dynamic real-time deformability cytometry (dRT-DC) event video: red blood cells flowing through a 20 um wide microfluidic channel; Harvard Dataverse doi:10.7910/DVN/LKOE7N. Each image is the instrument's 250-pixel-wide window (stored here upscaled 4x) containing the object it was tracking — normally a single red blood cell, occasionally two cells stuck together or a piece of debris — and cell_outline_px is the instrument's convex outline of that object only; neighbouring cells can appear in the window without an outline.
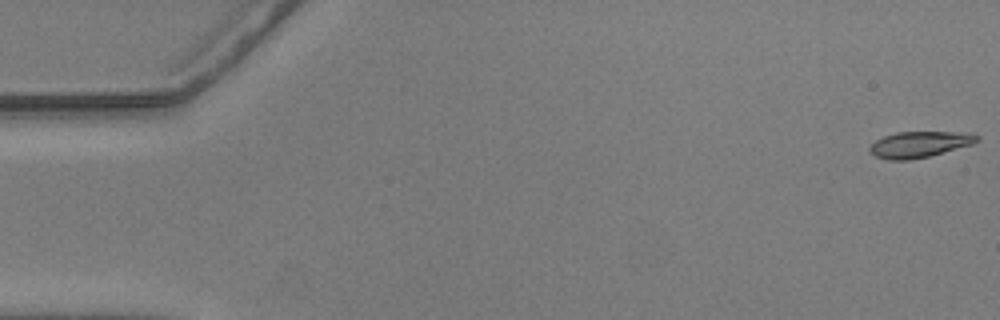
{"species": "common noctule bat (a hibernating species)", "species_latin": "Nyctalus noctula", "temperature_condition": "warm", "stored_images_in_passage": 57, "camera_frame_rate_fps": 3000, "um_per_image_px": 0.085, "animal": {"sex": "male", "body_mass_g": 20.5, "forearm_length_mm": 52.5}, "frame": {"image": 1, "passage_image": 1, "time_ms": 0.0, "image_size_px": [1000, 320], "cell_outline_px": [[980, 140], [972, 144], [928, 156], [908, 160], [888, 160], [876, 156], [868, 148], [876, 140], [884, 136], [896, 132], [968, 132], [980, 136]], "centroid_in_image_um": [78.18, 12.26], "position_along_channel_um": 6.8, "area_um2": 16.13}}
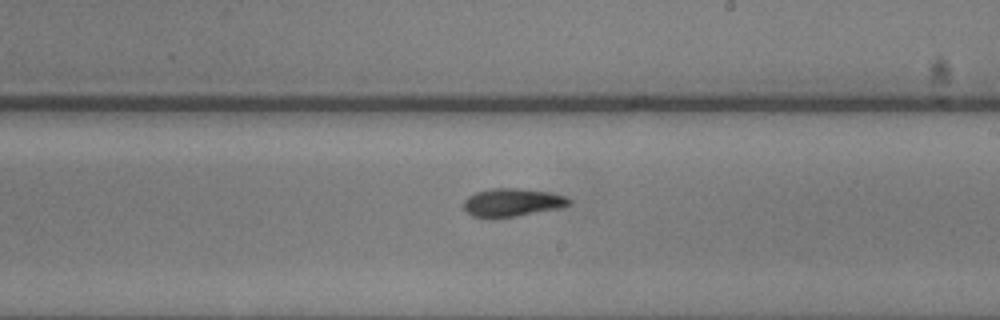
{"frame": {"image": 2, "passage_image": 33, "time_ms": 10.667, "image_size_px": [1000, 320], "cell_outline_px": [[572, 204], [564, 208], [492, 220], [488, 220], [472, 216], [464, 212], [464, 200], [468, 196], [476, 192], [492, 188], [520, 188], [552, 192], [568, 196], [572, 200]], "centroid_in_image_um": [43.57, 17.23], "position_along_channel_um": 245.4, "area_um2": 18.15}}
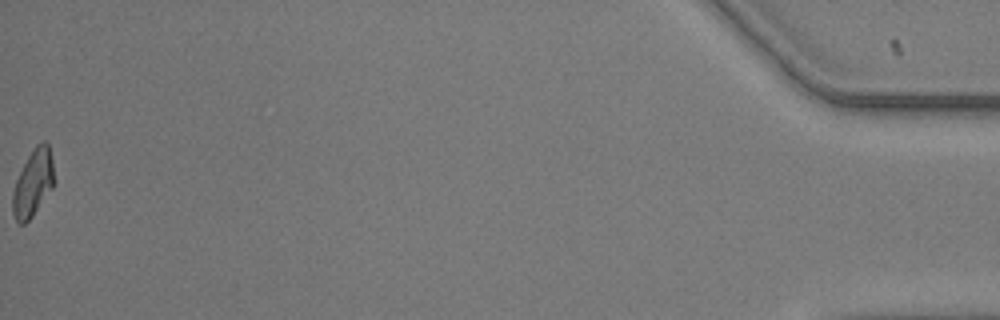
{"frame": {"image": 3, "passage_image": 57, "time_ms": 18.667, "image_size_px": [1000, 320], "cell_outline_px": [[52, 188], [32, 216], [24, 224], [20, 224], [16, 220], [12, 212], [12, 192], [16, 180], [28, 156], [36, 144], [44, 140], [48, 144], [52, 160]], "centroid_in_image_um": [2.77, 15.56], "position_along_channel_um": 432.4, "area_um2": 15.72}, "authors_computed_cell_mechanics": {"area_um2": 16.8776, "velocity_mm_per_s": 3.6071, "shape_relaxation_time_tau1_ms": 3.7434, "shape_relaxation_time_tau2_ms": 8.0433, "deformation_change_tau1": 0.1549, "deformation_change_tau2": 0.1473}}